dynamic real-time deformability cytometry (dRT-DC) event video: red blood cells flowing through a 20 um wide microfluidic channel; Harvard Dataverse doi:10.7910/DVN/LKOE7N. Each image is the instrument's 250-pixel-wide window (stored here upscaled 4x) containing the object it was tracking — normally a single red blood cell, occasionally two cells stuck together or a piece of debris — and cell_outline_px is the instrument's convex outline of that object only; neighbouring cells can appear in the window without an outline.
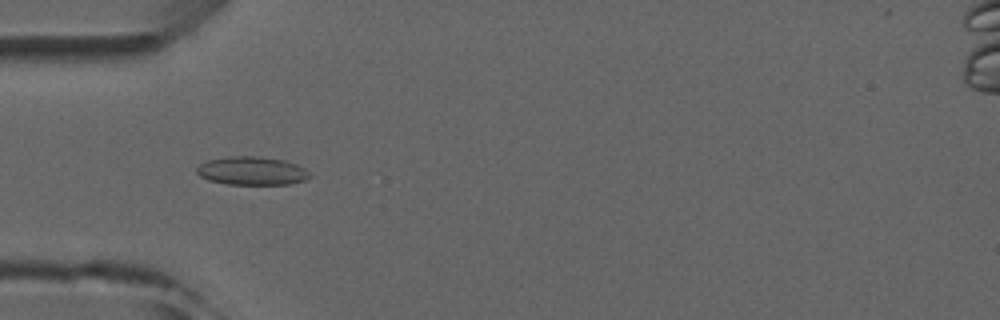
{"species": "common noctule bat (a hibernating species)", "species_latin": "Nyctalus noctula", "temperature_condition": "room temperature", "stored_images_in_passage": 6, "camera_frame_rate_fps": 3000, "um_per_image_px": 0.085, "animal": {"sex": "male", "forearm_length_mm": 52.5}, "frame": {"image": 1, "passage_image": 4, "time_ms": 3.333, "image_size_px": [1000, 320], "cell_outline_px": [[312, 176], [304, 180], [288, 184], [228, 184], [208, 180], [200, 176], [196, 172], [196, 168], [200, 164], [208, 160], [228, 156], [256, 156], [284, 160], [296, 164], [304, 168]], "centroid_in_image_um": [21.39, 14.52], "position_along_channel_um": 63.6, "area_um2": 18.61}}
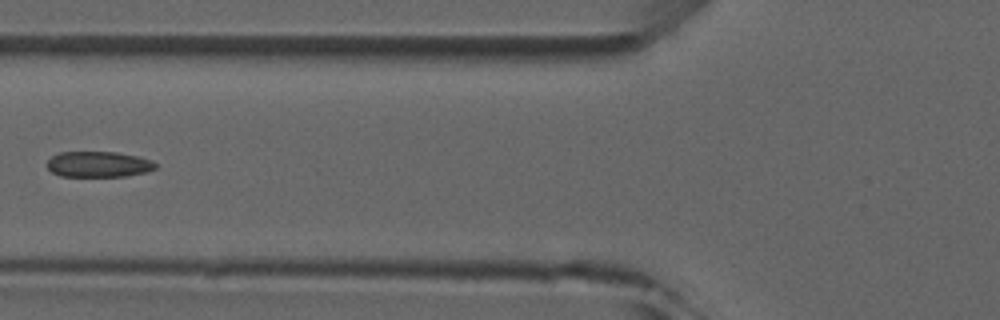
{"frame": {"image": 2, "passage_image": 5, "time_ms": 4.667, "image_size_px": [1000, 320], "cell_outline_px": [[156, 168], [144, 172], [124, 176], [60, 176], [52, 172], [44, 164], [52, 156], [60, 152], [116, 152], [140, 156], [152, 160], [156, 164]], "centroid_in_image_um": [8.35, 13.95], "position_along_channel_um": 117.5, "area_um2": 16.3}}
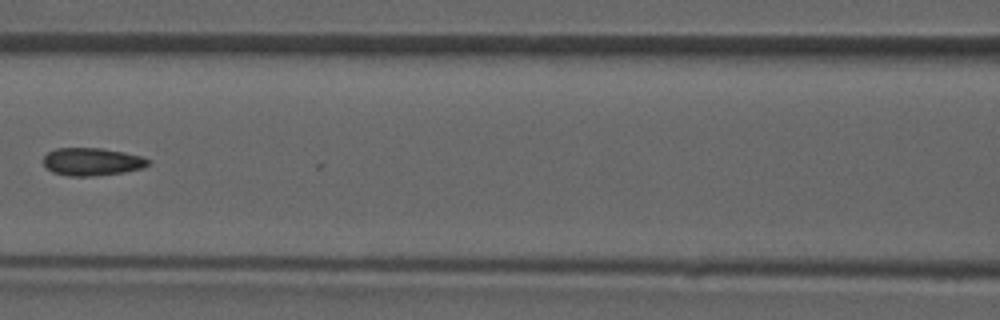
{"frame": {"image": 3, "passage_image": 6, "time_ms": 5.667, "image_size_px": [1000, 320], "cell_outline_px": [[152, 160], [144, 168], [124, 172], [92, 176], [68, 176], [52, 172], [44, 164], [44, 156], [48, 152], [56, 148], [104, 148], [124, 152], [140, 156]], "centroid_in_image_um": [7.84, 13.74], "position_along_channel_um": 158.8, "area_um2": 16.99}}